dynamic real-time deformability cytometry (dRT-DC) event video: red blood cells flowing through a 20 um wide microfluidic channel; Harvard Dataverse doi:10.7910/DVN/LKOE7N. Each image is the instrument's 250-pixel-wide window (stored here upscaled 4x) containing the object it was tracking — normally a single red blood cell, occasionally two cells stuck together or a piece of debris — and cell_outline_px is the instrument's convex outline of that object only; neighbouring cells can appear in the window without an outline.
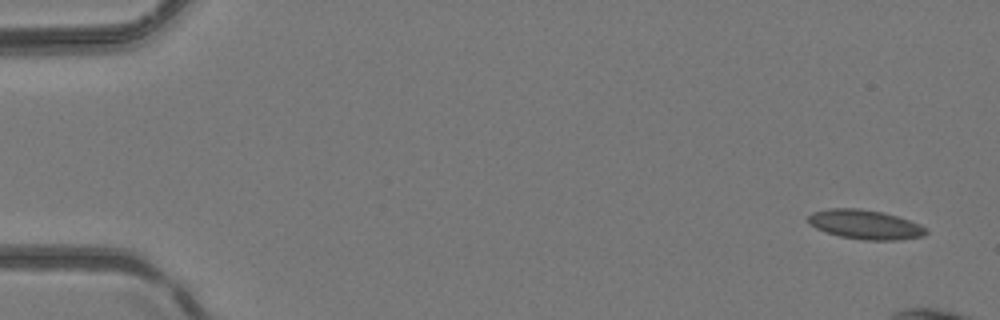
{"species": "common noctule bat (a hibernating species)", "species_latin": "Nyctalus noctula", "temperature_condition": "room temperature", "stored_images_in_passage": 5, "camera_frame_rate_fps": 3000, "um_per_image_px": 0.085, "animal": {"sex": "female", "body_mass_g": 24.6, "forearm_length_mm": 56.2}, "frame": {"image": 1, "passage_image": 1, "time_ms": 0.0, "image_size_px": [1000, 320], "cell_outline_px": [[928, 232], [924, 236], [900, 240], [864, 240], [840, 236], [816, 228], [808, 224], [808, 216], [812, 212], [828, 208], [860, 208], [884, 212], [920, 224], [928, 228]], "centroid_in_image_um": [73.56, 19.08], "position_along_channel_um": 11.4, "area_um2": 20.29}}